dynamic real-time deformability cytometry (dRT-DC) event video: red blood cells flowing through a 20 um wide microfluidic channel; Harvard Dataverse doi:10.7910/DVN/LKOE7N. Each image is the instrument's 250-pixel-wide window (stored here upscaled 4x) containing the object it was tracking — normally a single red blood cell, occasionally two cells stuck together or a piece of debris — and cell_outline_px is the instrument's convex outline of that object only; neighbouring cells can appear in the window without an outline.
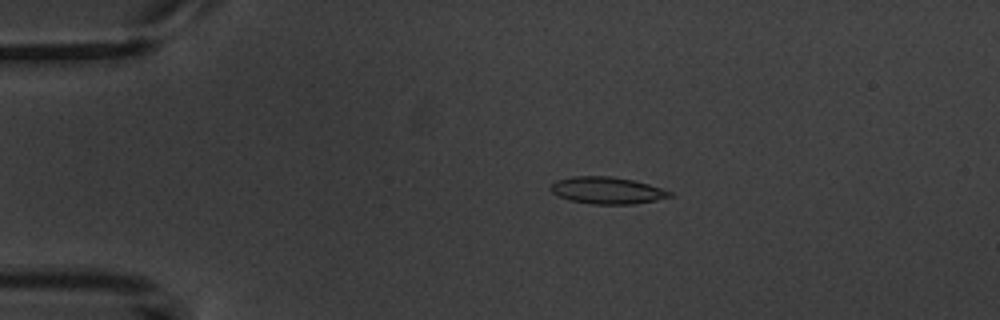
{"species": "common noctule bat (a hibernating species)", "species_latin": "Nyctalus noctula", "temperature_condition": "warm", "stored_images_in_passage": 5, "camera_frame_rate_fps": 3000, "um_per_image_px": 0.085, "animal": {"sex": "male", "body_mass_g": 20.1, "forearm_length_mm": 53.5}, "frame": {"image": 1, "passage_image": 4, "time_ms": 3.333, "image_size_px": [1000, 320], "cell_outline_px": [[676, 196], [656, 200], [632, 204], [592, 204], [568, 200], [552, 192], [548, 188], [556, 180], [572, 176], [608, 176], [632, 180], [648, 184], [672, 192]], "centroid_in_image_um": [51.6, 16.19], "position_along_channel_um": 33.4, "area_um2": 18.67}}